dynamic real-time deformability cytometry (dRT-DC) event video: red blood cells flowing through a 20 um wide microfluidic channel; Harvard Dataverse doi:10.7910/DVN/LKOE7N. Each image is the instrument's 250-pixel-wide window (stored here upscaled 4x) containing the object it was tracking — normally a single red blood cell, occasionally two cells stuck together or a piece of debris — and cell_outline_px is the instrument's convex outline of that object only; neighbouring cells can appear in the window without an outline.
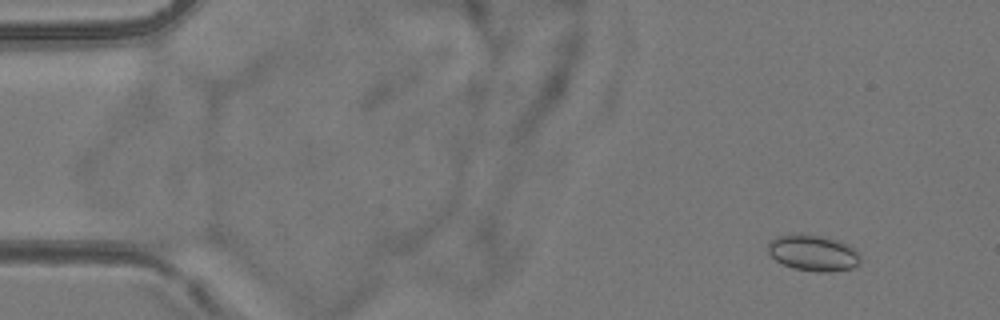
{"species": "common noctule bat (a hibernating species)", "species_latin": "Nyctalus noctula", "temperature_condition": "room temperature", "stored_images_in_passage": 4, "camera_frame_rate_fps": 3000, "um_per_image_px": 0.085, "animal": {"sex": "female", "body_mass_g": 24.6, "forearm_length_mm": 56.2}, "frame": {"image": 1, "passage_image": 1, "time_ms": 0.0, "image_size_px": [1000, 320], "cell_outline_px": [[860, 260], [852, 268], [828, 272], [816, 272], [792, 268], [776, 260], [768, 252], [768, 244], [776, 236], [820, 236], [836, 240], [860, 252]], "centroid_in_image_um": [69.13, 21.54], "position_along_channel_um": 15.9, "area_um2": 18.73}}